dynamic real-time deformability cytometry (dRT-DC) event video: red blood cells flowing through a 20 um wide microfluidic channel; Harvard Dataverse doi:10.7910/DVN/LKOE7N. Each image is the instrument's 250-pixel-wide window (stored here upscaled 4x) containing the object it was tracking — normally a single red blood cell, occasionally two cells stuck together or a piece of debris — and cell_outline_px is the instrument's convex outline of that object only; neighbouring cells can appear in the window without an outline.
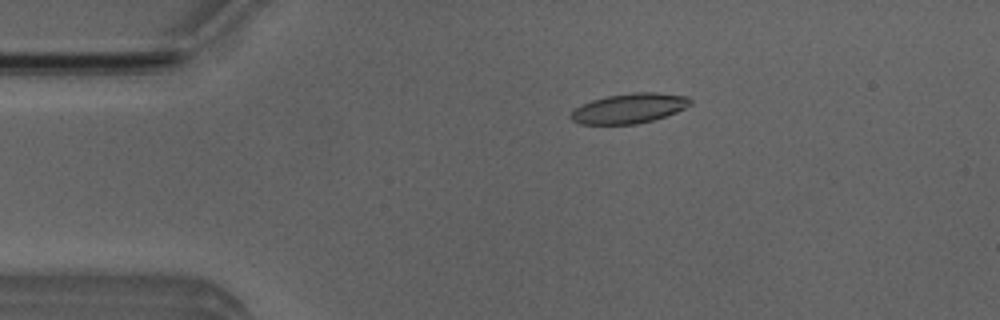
{"species": "Egyptian fruit bat (a non-hibernating species)", "species_latin": "Rousettus aegyptiacus", "temperature_condition": "room temperature", "stored_images_in_passage": 46, "camera_frame_rate_fps": 3000, "um_per_image_px": 0.085, "animal": {"sex": "male"}, "frame": {"image": 1, "passage_image": 3, "time_ms": 0.667, "image_size_px": [1000, 320], "cell_outline_px": [[692, 104], [676, 112], [652, 120], [636, 124], [580, 124], [572, 120], [568, 116], [580, 104], [592, 100], [608, 96], [636, 92], [656, 92], [688, 96], [692, 100]], "centroid_in_image_um": [53.48, 9.2], "position_along_channel_um": 31.5, "area_um2": 20.75}}
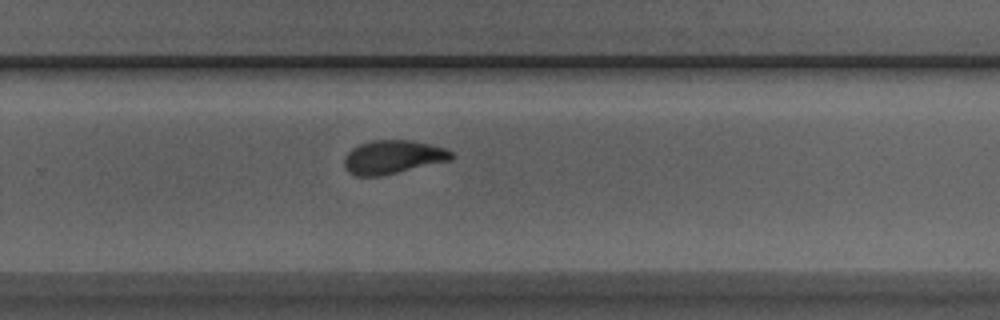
{"frame": {"image": 2, "passage_image": 27, "time_ms": 8.667, "image_size_px": [1000, 320], "cell_outline_px": [[456, 156], [452, 160], [384, 176], [356, 176], [348, 172], [344, 164], [344, 156], [352, 148], [360, 144], [372, 140], [408, 140], [428, 144], [444, 148], [452, 152]], "centroid_in_image_um": [33.4, 13.36], "position_along_channel_um": 296.4, "area_um2": 21.15}}
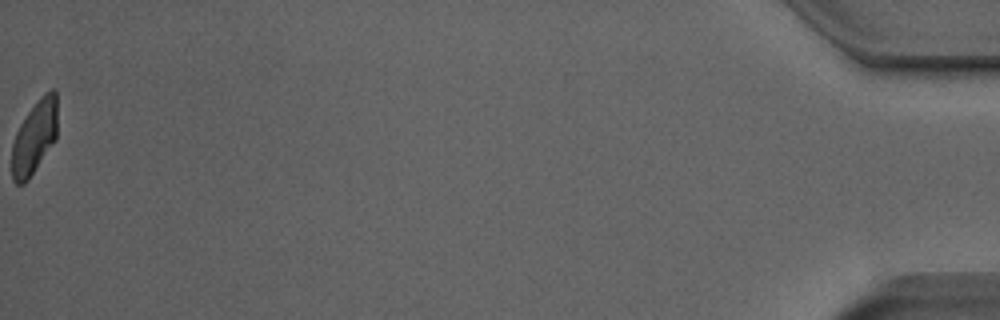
{"frame": {"image": 3, "passage_image": 46, "time_ms": 15.0, "image_size_px": [1000, 320], "cell_outline_px": [[56, 140], [28, 180], [24, 184], [16, 184], [12, 180], [12, 144], [16, 132], [20, 124], [28, 112], [40, 96], [44, 92], [52, 88], [56, 92]], "centroid_in_image_um": [2.92, 11.67], "position_along_channel_um": 432.3, "area_um2": 19.48}, "authors_computed_cell_mechanics": {"area_um2": 21.0103, "velocity_mm_per_s": 3.8645, "shape_relaxation_time_tau1_ms": 5.9632, "shape_relaxation_time_tau2_ms": 1.4834, "deformation_change_tau1": 0.1741, "deformation_change_tau2": 0.0797}}